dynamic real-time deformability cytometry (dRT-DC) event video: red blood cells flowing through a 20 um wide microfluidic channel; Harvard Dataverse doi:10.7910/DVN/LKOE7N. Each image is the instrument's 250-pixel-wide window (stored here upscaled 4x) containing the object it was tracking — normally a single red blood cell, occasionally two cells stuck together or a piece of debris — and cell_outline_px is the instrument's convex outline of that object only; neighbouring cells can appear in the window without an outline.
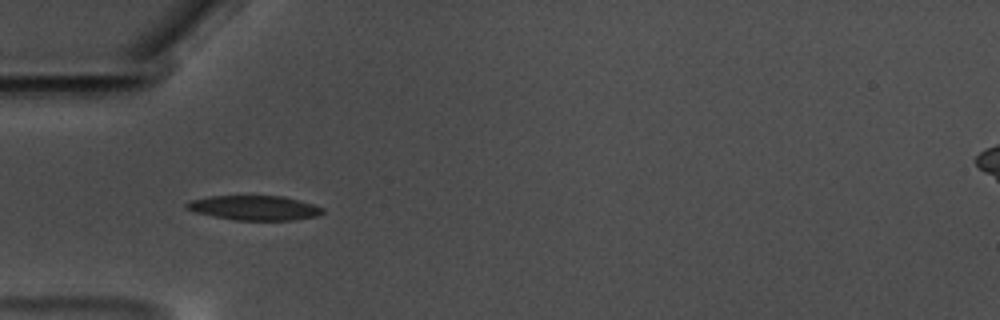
{"species": "common noctule bat (a hibernating species)", "species_latin": "Nyctalus noctula", "temperature_condition": "warm", "stored_images_in_passage": 41, "camera_frame_rate_fps": 3000, "um_per_image_px": 0.085, "animal": {"sex": "male", "body_mass_g": 17.5, "forearm_length_mm": 52.3}, "frame": {"image": 1, "passage_image": 1, "time_ms": 0.0, "image_size_px": [1000, 320], "cell_outline_px": [[324, 212], [316, 216], [292, 220], [236, 220], [212, 216], [196, 212], [184, 208], [184, 204], [188, 200], [208, 196], [284, 196], [312, 204], [324, 208]], "centroid_in_image_um": [21.57, 17.66], "position_along_channel_um": 63.4, "area_um2": 19.54}}
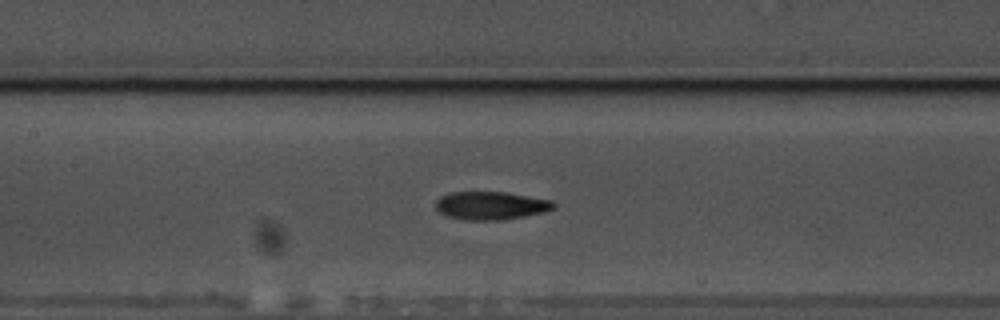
{"frame": {"image": 2, "passage_image": 10, "time_ms": 3.0, "image_size_px": [1000, 320], "cell_outline_px": [[556, 208], [544, 212], [504, 220], [464, 220], [448, 216], [440, 212], [436, 208], [436, 200], [440, 196], [448, 192], [504, 192], [552, 200], [556, 204]], "centroid_in_image_um": [41.73, 17.47], "position_along_channel_um": 165.7, "area_um2": 19.42}}
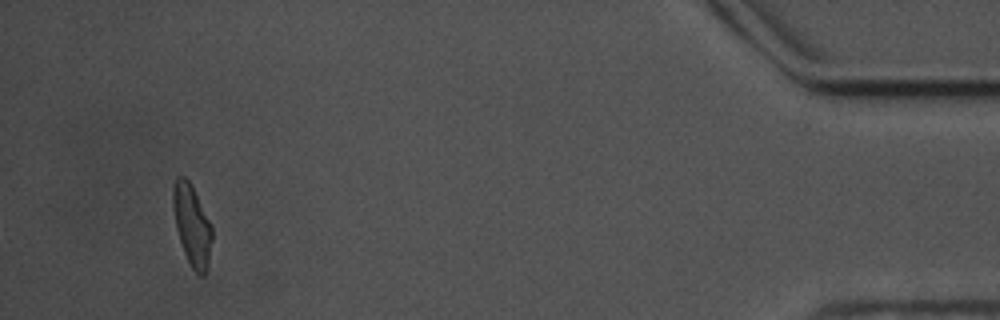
{"frame": {"image": 3, "passage_image": 38, "time_ms": 12.333, "image_size_px": [1000, 320], "cell_outline_px": [[212, 240], [208, 264], [204, 276], [200, 276], [192, 268], [184, 252], [176, 228], [172, 204], [172, 188], [176, 176], [184, 176], [192, 184], [212, 224]], "centroid_in_image_um": [16.32, 19.09], "position_along_channel_um": 418.9, "area_um2": 18.61}, "authors_computed_cell_mechanics": {"area_um2": 18.9006, "velocity_mm_per_s": 3.473, "shape_relaxation_time_tau1_ms": 5.2695, "shape_relaxation_time_tau2_ms": 1.8647, "deformation_change_tau1": 0.1795, "deformation_change_tau2": 0.0908}}